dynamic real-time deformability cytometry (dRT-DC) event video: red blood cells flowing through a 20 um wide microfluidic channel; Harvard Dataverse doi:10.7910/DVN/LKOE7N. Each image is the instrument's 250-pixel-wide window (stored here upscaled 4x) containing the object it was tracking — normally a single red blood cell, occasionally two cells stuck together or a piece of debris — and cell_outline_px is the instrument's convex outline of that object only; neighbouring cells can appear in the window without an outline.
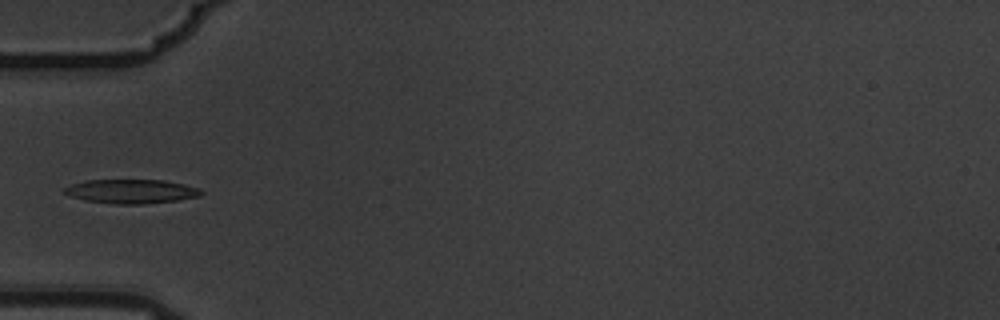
{"species": "common noctule bat (a hibernating species)", "species_latin": "Nyctalus noctula", "temperature_condition": "warm", "stored_images_in_passage": 8, "camera_frame_rate_fps": 3000, "um_per_image_px": 0.085, "animal": {"sex": "male", "body_mass_g": 19.5, "forearm_length_mm": 54.6}, "frame": {"image": 1, "passage_image": 6, "time_ms": 1.667, "image_size_px": [1000, 320], "cell_outline_px": [[204, 192], [200, 196], [176, 200], [144, 204], [112, 204], [84, 200], [60, 192], [64, 188], [72, 184], [84, 180], [164, 180], [184, 184], [200, 188]], "centroid_in_image_um": [11.15, 16.26], "position_along_channel_um": 73.9, "area_um2": 19.31}}
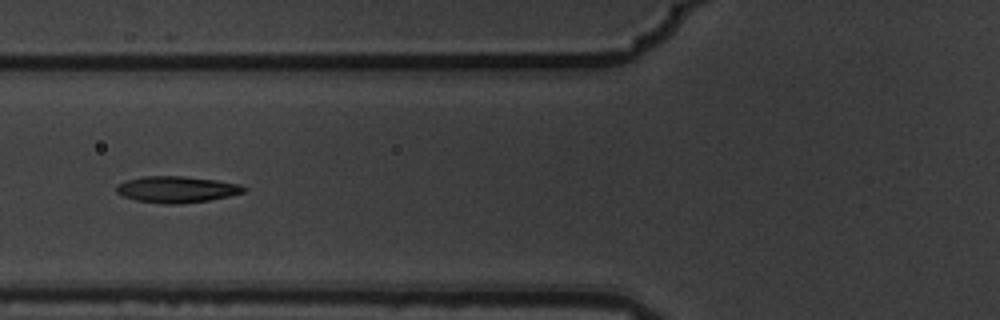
{"frame": {"image": 2, "passage_image": 7, "time_ms": 2.0, "image_size_px": [1000, 320], "cell_outline_px": [[248, 188], [244, 192], [228, 196], [208, 200], [180, 204], [168, 204], [136, 200], [124, 196], [116, 192], [116, 184], [140, 176], [184, 176], [216, 180], [240, 184]], "centroid_in_image_um": [15.02, 16.09], "position_along_channel_um": 110.8, "area_um2": 19.54}}
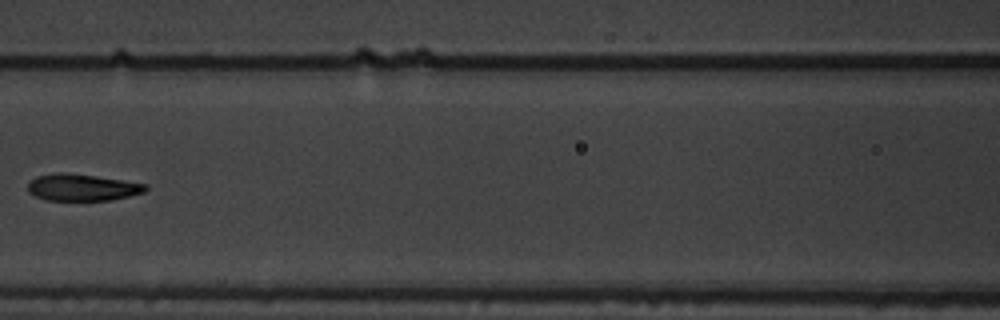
{"frame": {"image": 3, "passage_image": 8, "time_ms": 2.333, "image_size_px": [1000, 320], "cell_outline_px": [[148, 188], [144, 192], [112, 200], [44, 200], [28, 192], [28, 184], [36, 176], [56, 172], [64, 172], [96, 176], [144, 184]], "centroid_in_image_um": [6.94, 15.93], "position_along_channel_um": 159.7, "area_um2": 18.21}}